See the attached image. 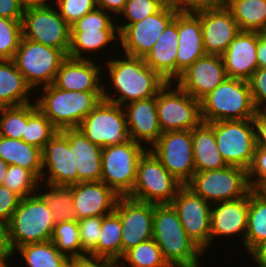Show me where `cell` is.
Segmentation results:
<instances>
[{
	"label": "cell",
	"instance_id": "836d02e7",
	"mask_svg": "<svg viewBox=\"0 0 266 267\" xmlns=\"http://www.w3.org/2000/svg\"><path fill=\"white\" fill-rule=\"evenodd\" d=\"M266 241V192L250 190L245 249L251 252Z\"/></svg>",
	"mask_w": 266,
	"mask_h": 267
},
{
	"label": "cell",
	"instance_id": "6125c7cd",
	"mask_svg": "<svg viewBox=\"0 0 266 267\" xmlns=\"http://www.w3.org/2000/svg\"><path fill=\"white\" fill-rule=\"evenodd\" d=\"M238 0H210V6L216 8H228Z\"/></svg>",
	"mask_w": 266,
	"mask_h": 267
},
{
	"label": "cell",
	"instance_id": "816d5d0a",
	"mask_svg": "<svg viewBox=\"0 0 266 267\" xmlns=\"http://www.w3.org/2000/svg\"><path fill=\"white\" fill-rule=\"evenodd\" d=\"M68 267H119V262L89 255L69 259Z\"/></svg>",
	"mask_w": 266,
	"mask_h": 267
},
{
	"label": "cell",
	"instance_id": "9a60e30c",
	"mask_svg": "<svg viewBox=\"0 0 266 267\" xmlns=\"http://www.w3.org/2000/svg\"><path fill=\"white\" fill-rule=\"evenodd\" d=\"M188 237L204 252L210 247L212 204L182 186L172 201Z\"/></svg>",
	"mask_w": 266,
	"mask_h": 267
},
{
	"label": "cell",
	"instance_id": "f1b7e54d",
	"mask_svg": "<svg viewBox=\"0 0 266 267\" xmlns=\"http://www.w3.org/2000/svg\"><path fill=\"white\" fill-rule=\"evenodd\" d=\"M195 172L218 170L228 166L217 147L213 127L201 122L192 129Z\"/></svg>",
	"mask_w": 266,
	"mask_h": 267
},
{
	"label": "cell",
	"instance_id": "ba28073f",
	"mask_svg": "<svg viewBox=\"0 0 266 267\" xmlns=\"http://www.w3.org/2000/svg\"><path fill=\"white\" fill-rule=\"evenodd\" d=\"M185 186L211 204L245 197L251 190L247 170L232 165L195 172Z\"/></svg>",
	"mask_w": 266,
	"mask_h": 267
},
{
	"label": "cell",
	"instance_id": "ee69618b",
	"mask_svg": "<svg viewBox=\"0 0 266 267\" xmlns=\"http://www.w3.org/2000/svg\"><path fill=\"white\" fill-rule=\"evenodd\" d=\"M113 17V18H112ZM114 16L107 11L96 7L81 17L70 28L71 30H118ZM116 23V24H115Z\"/></svg>",
	"mask_w": 266,
	"mask_h": 267
},
{
	"label": "cell",
	"instance_id": "681fc988",
	"mask_svg": "<svg viewBox=\"0 0 266 267\" xmlns=\"http://www.w3.org/2000/svg\"><path fill=\"white\" fill-rule=\"evenodd\" d=\"M257 111H266V68H257L248 80Z\"/></svg>",
	"mask_w": 266,
	"mask_h": 267
},
{
	"label": "cell",
	"instance_id": "d590c367",
	"mask_svg": "<svg viewBox=\"0 0 266 267\" xmlns=\"http://www.w3.org/2000/svg\"><path fill=\"white\" fill-rule=\"evenodd\" d=\"M28 267H68L69 259L55 247L51 240L28 243L15 249Z\"/></svg>",
	"mask_w": 266,
	"mask_h": 267
},
{
	"label": "cell",
	"instance_id": "3957f363",
	"mask_svg": "<svg viewBox=\"0 0 266 267\" xmlns=\"http://www.w3.org/2000/svg\"><path fill=\"white\" fill-rule=\"evenodd\" d=\"M41 89L42 96L35 102L58 131L78 128L103 99V91H68L54 84Z\"/></svg>",
	"mask_w": 266,
	"mask_h": 267
},
{
	"label": "cell",
	"instance_id": "6f0895ef",
	"mask_svg": "<svg viewBox=\"0 0 266 267\" xmlns=\"http://www.w3.org/2000/svg\"><path fill=\"white\" fill-rule=\"evenodd\" d=\"M126 2L127 0H96V5L98 8L108 11V13L110 12V14L119 16Z\"/></svg>",
	"mask_w": 266,
	"mask_h": 267
},
{
	"label": "cell",
	"instance_id": "d6986e66",
	"mask_svg": "<svg viewBox=\"0 0 266 267\" xmlns=\"http://www.w3.org/2000/svg\"><path fill=\"white\" fill-rule=\"evenodd\" d=\"M227 77L222 56L206 54L185 70L175 83L193 98L201 100Z\"/></svg>",
	"mask_w": 266,
	"mask_h": 267
},
{
	"label": "cell",
	"instance_id": "484cf974",
	"mask_svg": "<svg viewBox=\"0 0 266 267\" xmlns=\"http://www.w3.org/2000/svg\"><path fill=\"white\" fill-rule=\"evenodd\" d=\"M257 32L240 31L221 55L229 78L248 81L258 68Z\"/></svg>",
	"mask_w": 266,
	"mask_h": 267
},
{
	"label": "cell",
	"instance_id": "8d00e7d4",
	"mask_svg": "<svg viewBox=\"0 0 266 267\" xmlns=\"http://www.w3.org/2000/svg\"><path fill=\"white\" fill-rule=\"evenodd\" d=\"M45 185L43 187H46V192L40 190L38 193L45 199L49 210L52 212L55 224L66 220H76L73 185L59 186L48 183Z\"/></svg>",
	"mask_w": 266,
	"mask_h": 267
},
{
	"label": "cell",
	"instance_id": "f5cc1de1",
	"mask_svg": "<svg viewBox=\"0 0 266 267\" xmlns=\"http://www.w3.org/2000/svg\"><path fill=\"white\" fill-rule=\"evenodd\" d=\"M23 0H0V17L22 20L24 14Z\"/></svg>",
	"mask_w": 266,
	"mask_h": 267
},
{
	"label": "cell",
	"instance_id": "9f6ffc18",
	"mask_svg": "<svg viewBox=\"0 0 266 267\" xmlns=\"http://www.w3.org/2000/svg\"><path fill=\"white\" fill-rule=\"evenodd\" d=\"M210 7V0H176V11L195 12Z\"/></svg>",
	"mask_w": 266,
	"mask_h": 267
},
{
	"label": "cell",
	"instance_id": "db71d44e",
	"mask_svg": "<svg viewBox=\"0 0 266 267\" xmlns=\"http://www.w3.org/2000/svg\"><path fill=\"white\" fill-rule=\"evenodd\" d=\"M14 253L10 242L8 226L0 223V267H10L7 262Z\"/></svg>",
	"mask_w": 266,
	"mask_h": 267
},
{
	"label": "cell",
	"instance_id": "1f68e13d",
	"mask_svg": "<svg viewBox=\"0 0 266 267\" xmlns=\"http://www.w3.org/2000/svg\"><path fill=\"white\" fill-rule=\"evenodd\" d=\"M117 40L119 41L118 30H71L68 57L89 59L84 55L100 53L102 49H107L109 44H114L113 41Z\"/></svg>",
	"mask_w": 266,
	"mask_h": 267
},
{
	"label": "cell",
	"instance_id": "ffe728a7",
	"mask_svg": "<svg viewBox=\"0 0 266 267\" xmlns=\"http://www.w3.org/2000/svg\"><path fill=\"white\" fill-rule=\"evenodd\" d=\"M194 13L201 20L205 53L222 55L240 32L231 11L210 6Z\"/></svg>",
	"mask_w": 266,
	"mask_h": 267
},
{
	"label": "cell",
	"instance_id": "5b68a950",
	"mask_svg": "<svg viewBox=\"0 0 266 267\" xmlns=\"http://www.w3.org/2000/svg\"><path fill=\"white\" fill-rule=\"evenodd\" d=\"M13 250L52 238L55 222L45 199L37 192L20 200L7 224Z\"/></svg>",
	"mask_w": 266,
	"mask_h": 267
},
{
	"label": "cell",
	"instance_id": "bcb514c9",
	"mask_svg": "<svg viewBox=\"0 0 266 267\" xmlns=\"http://www.w3.org/2000/svg\"><path fill=\"white\" fill-rule=\"evenodd\" d=\"M77 221L81 248L88 255L97 246L102 216L88 217Z\"/></svg>",
	"mask_w": 266,
	"mask_h": 267
},
{
	"label": "cell",
	"instance_id": "52a82bcc",
	"mask_svg": "<svg viewBox=\"0 0 266 267\" xmlns=\"http://www.w3.org/2000/svg\"><path fill=\"white\" fill-rule=\"evenodd\" d=\"M67 57L60 49L22 37L13 60L27 84L35 91L38 87L54 83L57 72Z\"/></svg>",
	"mask_w": 266,
	"mask_h": 267
},
{
	"label": "cell",
	"instance_id": "cb8c5ba5",
	"mask_svg": "<svg viewBox=\"0 0 266 267\" xmlns=\"http://www.w3.org/2000/svg\"><path fill=\"white\" fill-rule=\"evenodd\" d=\"M179 44L176 56V80L198 58L206 55L200 18L194 12L177 13Z\"/></svg>",
	"mask_w": 266,
	"mask_h": 267
},
{
	"label": "cell",
	"instance_id": "ab89813d",
	"mask_svg": "<svg viewBox=\"0 0 266 267\" xmlns=\"http://www.w3.org/2000/svg\"><path fill=\"white\" fill-rule=\"evenodd\" d=\"M51 241L59 252L68 259L87 255L81 248L77 220H66L56 223Z\"/></svg>",
	"mask_w": 266,
	"mask_h": 267
},
{
	"label": "cell",
	"instance_id": "7c38bea8",
	"mask_svg": "<svg viewBox=\"0 0 266 267\" xmlns=\"http://www.w3.org/2000/svg\"><path fill=\"white\" fill-rule=\"evenodd\" d=\"M21 23L23 38L60 49L68 55L71 28L56 6L25 7Z\"/></svg>",
	"mask_w": 266,
	"mask_h": 267
},
{
	"label": "cell",
	"instance_id": "f546056e",
	"mask_svg": "<svg viewBox=\"0 0 266 267\" xmlns=\"http://www.w3.org/2000/svg\"><path fill=\"white\" fill-rule=\"evenodd\" d=\"M32 91L13 59L0 60V108L32 103Z\"/></svg>",
	"mask_w": 266,
	"mask_h": 267
},
{
	"label": "cell",
	"instance_id": "d4e9b609",
	"mask_svg": "<svg viewBox=\"0 0 266 267\" xmlns=\"http://www.w3.org/2000/svg\"><path fill=\"white\" fill-rule=\"evenodd\" d=\"M94 60L67 57L57 72L54 85L68 91H103L102 66ZM102 78V79H101Z\"/></svg>",
	"mask_w": 266,
	"mask_h": 267
},
{
	"label": "cell",
	"instance_id": "b9f144b4",
	"mask_svg": "<svg viewBox=\"0 0 266 267\" xmlns=\"http://www.w3.org/2000/svg\"><path fill=\"white\" fill-rule=\"evenodd\" d=\"M28 121V104L0 108V136L22 140Z\"/></svg>",
	"mask_w": 266,
	"mask_h": 267
},
{
	"label": "cell",
	"instance_id": "5bb4252c",
	"mask_svg": "<svg viewBox=\"0 0 266 267\" xmlns=\"http://www.w3.org/2000/svg\"><path fill=\"white\" fill-rule=\"evenodd\" d=\"M148 149L183 186L195 174L192 130L164 132Z\"/></svg>",
	"mask_w": 266,
	"mask_h": 267
},
{
	"label": "cell",
	"instance_id": "11a10c76",
	"mask_svg": "<svg viewBox=\"0 0 266 267\" xmlns=\"http://www.w3.org/2000/svg\"><path fill=\"white\" fill-rule=\"evenodd\" d=\"M252 121L255 129L256 147L266 149V111H257Z\"/></svg>",
	"mask_w": 266,
	"mask_h": 267
},
{
	"label": "cell",
	"instance_id": "6da1fadb",
	"mask_svg": "<svg viewBox=\"0 0 266 267\" xmlns=\"http://www.w3.org/2000/svg\"><path fill=\"white\" fill-rule=\"evenodd\" d=\"M123 56L114 58V60L109 58L105 62V70L109 72L107 78L110 77L109 85L111 83L112 86L108 87L103 83V100L123 106L157 96L167 81L150 68L144 58L126 54ZM105 86L110 89L113 87L115 93L109 92L108 94L109 89L106 90ZM117 95L118 97H115Z\"/></svg>",
	"mask_w": 266,
	"mask_h": 267
},
{
	"label": "cell",
	"instance_id": "44dd1931",
	"mask_svg": "<svg viewBox=\"0 0 266 267\" xmlns=\"http://www.w3.org/2000/svg\"><path fill=\"white\" fill-rule=\"evenodd\" d=\"M119 198L120 196L102 181L79 182L73 185L76 220L114 212Z\"/></svg>",
	"mask_w": 266,
	"mask_h": 267
},
{
	"label": "cell",
	"instance_id": "7dc6e473",
	"mask_svg": "<svg viewBox=\"0 0 266 267\" xmlns=\"http://www.w3.org/2000/svg\"><path fill=\"white\" fill-rule=\"evenodd\" d=\"M56 7L60 16L71 26L97 5L96 0H58Z\"/></svg>",
	"mask_w": 266,
	"mask_h": 267
},
{
	"label": "cell",
	"instance_id": "ac0fdd59",
	"mask_svg": "<svg viewBox=\"0 0 266 267\" xmlns=\"http://www.w3.org/2000/svg\"><path fill=\"white\" fill-rule=\"evenodd\" d=\"M41 161L42 175L40 181L44 180L45 183L59 186L77 184L73 145L69 143L68 138L61 131H57L50 141L42 147Z\"/></svg>",
	"mask_w": 266,
	"mask_h": 267
},
{
	"label": "cell",
	"instance_id": "91938a15",
	"mask_svg": "<svg viewBox=\"0 0 266 267\" xmlns=\"http://www.w3.org/2000/svg\"><path fill=\"white\" fill-rule=\"evenodd\" d=\"M249 254L258 267H266V241L257 245Z\"/></svg>",
	"mask_w": 266,
	"mask_h": 267
},
{
	"label": "cell",
	"instance_id": "be15d7a7",
	"mask_svg": "<svg viewBox=\"0 0 266 267\" xmlns=\"http://www.w3.org/2000/svg\"><path fill=\"white\" fill-rule=\"evenodd\" d=\"M9 164L0 158V186L3 185Z\"/></svg>",
	"mask_w": 266,
	"mask_h": 267
},
{
	"label": "cell",
	"instance_id": "7402d4cb",
	"mask_svg": "<svg viewBox=\"0 0 266 267\" xmlns=\"http://www.w3.org/2000/svg\"><path fill=\"white\" fill-rule=\"evenodd\" d=\"M129 138L151 147L162 135L158 120L157 96L134 101L122 106Z\"/></svg>",
	"mask_w": 266,
	"mask_h": 267
},
{
	"label": "cell",
	"instance_id": "680465c9",
	"mask_svg": "<svg viewBox=\"0 0 266 267\" xmlns=\"http://www.w3.org/2000/svg\"><path fill=\"white\" fill-rule=\"evenodd\" d=\"M257 60L259 68H266V35L257 32Z\"/></svg>",
	"mask_w": 266,
	"mask_h": 267
},
{
	"label": "cell",
	"instance_id": "83f0119b",
	"mask_svg": "<svg viewBox=\"0 0 266 267\" xmlns=\"http://www.w3.org/2000/svg\"><path fill=\"white\" fill-rule=\"evenodd\" d=\"M177 14L146 55V64L167 82L176 81V56L179 44Z\"/></svg>",
	"mask_w": 266,
	"mask_h": 267
},
{
	"label": "cell",
	"instance_id": "2e32d148",
	"mask_svg": "<svg viewBox=\"0 0 266 267\" xmlns=\"http://www.w3.org/2000/svg\"><path fill=\"white\" fill-rule=\"evenodd\" d=\"M177 13L174 9L163 7L142 21L130 25H117L123 54L145 58Z\"/></svg>",
	"mask_w": 266,
	"mask_h": 267
},
{
	"label": "cell",
	"instance_id": "4dcf8cb0",
	"mask_svg": "<svg viewBox=\"0 0 266 267\" xmlns=\"http://www.w3.org/2000/svg\"><path fill=\"white\" fill-rule=\"evenodd\" d=\"M0 158L9 165H16L42 175L41 149L23 140L0 136Z\"/></svg>",
	"mask_w": 266,
	"mask_h": 267
},
{
	"label": "cell",
	"instance_id": "74e56055",
	"mask_svg": "<svg viewBox=\"0 0 266 267\" xmlns=\"http://www.w3.org/2000/svg\"><path fill=\"white\" fill-rule=\"evenodd\" d=\"M57 131L51 121L38 109L36 102L28 104V121L22 136L24 142L42 149Z\"/></svg>",
	"mask_w": 266,
	"mask_h": 267
},
{
	"label": "cell",
	"instance_id": "94428289",
	"mask_svg": "<svg viewBox=\"0 0 266 267\" xmlns=\"http://www.w3.org/2000/svg\"><path fill=\"white\" fill-rule=\"evenodd\" d=\"M58 0H23L25 7H43V6H56ZM54 3V5L50 3Z\"/></svg>",
	"mask_w": 266,
	"mask_h": 267
},
{
	"label": "cell",
	"instance_id": "e575fe53",
	"mask_svg": "<svg viewBox=\"0 0 266 267\" xmlns=\"http://www.w3.org/2000/svg\"><path fill=\"white\" fill-rule=\"evenodd\" d=\"M228 9L239 31L264 33L266 30V0H238Z\"/></svg>",
	"mask_w": 266,
	"mask_h": 267
},
{
	"label": "cell",
	"instance_id": "603a6c76",
	"mask_svg": "<svg viewBox=\"0 0 266 267\" xmlns=\"http://www.w3.org/2000/svg\"><path fill=\"white\" fill-rule=\"evenodd\" d=\"M249 211V193L242 198L212 204L210 217L211 242L214 238L238 236L245 248ZM222 235V236H221ZM242 235V236H241Z\"/></svg>",
	"mask_w": 266,
	"mask_h": 267
},
{
	"label": "cell",
	"instance_id": "d6a6232c",
	"mask_svg": "<svg viewBox=\"0 0 266 267\" xmlns=\"http://www.w3.org/2000/svg\"><path fill=\"white\" fill-rule=\"evenodd\" d=\"M121 238L122 223L120 216L115 211L102 216V226L97 246L88 255L119 262L122 258Z\"/></svg>",
	"mask_w": 266,
	"mask_h": 267
},
{
	"label": "cell",
	"instance_id": "9c48e42d",
	"mask_svg": "<svg viewBox=\"0 0 266 267\" xmlns=\"http://www.w3.org/2000/svg\"><path fill=\"white\" fill-rule=\"evenodd\" d=\"M148 149L131 139L102 150L101 181L119 196H128L134 186L140 157Z\"/></svg>",
	"mask_w": 266,
	"mask_h": 267
},
{
	"label": "cell",
	"instance_id": "7a4b0ae2",
	"mask_svg": "<svg viewBox=\"0 0 266 267\" xmlns=\"http://www.w3.org/2000/svg\"><path fill=\"white\" fill-rule=\"evenodd\" d=\"M153 239L169 266L200 265L205 254L186 234L172 204H154Z\"/></svg>",
	"mask_w": 266,
	"mask_h": 267
},
{
	"label": "cell",
	"instance_id": "8fae6325",
	"mask_svg": "<svg viewBox=\"0 0 266 267\" xmlns=\"http://www.w3.org/2000/svg\"><path fill=\"white\" fill-rule=\"evenodd\" d=\"M209 124L214 129L217 147L226 164L248 170L256 149L252 119L224 120Z\"/></svg>",
	"mask_w": 266,
	"mask_h": 267
},
{
	"label": "cell",
	"instance_id": "60d3db41",
	"mask_svg": "<svg viewBox=\"0 0 266 267\" xmlns=\"http://www.w3.org/2000/svg\"><path fill=\"white\" fill-rule=\"evenodd\" d=\"M3 186L8 187L21 199L33 195L42 189L40 179L33 172L16 165H9Z\"/></svg>",
	"mask_w": 266,
	"mask_h": 267
},
{
	"label": "cell",
	"instance_id": "f35d334b",
	"mask_svg": "<svg viewBox=\"0 0 266 267\" xmlns=\"http://www.w3.org/2000/svg\"><path fill=\"white\" fill-rule=\"evenodd\" d=\"M119 263V267H169L153 238L126 251Z\"/></svg>",
	"mask_w": 266,
	"mask_h": 267
},
{
	"label": "cell",
	"instance_id": "4316f807",
	"mask_svg": "<svg viewBox=\"0 0 266 267\" xmlns=\"http://www.w3.org/2000/svg\"><path fill=\"white\" fill-rule=\"evenodd\" d=\"M61 132L73 145L74 171H77V183L101 181L103 148L93 144L80 128H67Z\"/></svg>",
	"mask_w": 266,
	"mask_h": 267
},
{
	"label": "cell",
	"instance_id": "f907efd6",
	"mask_svg": "<svg viewBox=\"0 0 266 267\" xmlns=\"http://www.w3.org/2000/svg\"><path fill=\"white\" fill-rule=\"evenodd\" d=\"M21 198L8 187L0 186V223L8 224Z\"/></svg>",
	"mask_w": 266,
	"mask_h": 267
},
{
	"label": "cell",
	"instance_id": "30bf717a",
	"mask_svg": "<svg viewBox=\"0 0 266 267\" xmlns=\"http://www.w3.org/2000/svg\"><path fill=\"white\" fill-rule=\"evenodd\" d=\"M157 110L162 133L192 130L202 122L200 100L193 98L175 82H167L159 90Z\"/></svg>",
	"mask_w": 266,
	"mask_h": 267
},
{
	"label": "cell",
	"instance_id": "7bdbcfd3",
	"mask_svg": "<svg viewBox=\"0 0 266 267\" xmlns=\"http://www.w3.org/2000/svg\"><path fill=\"white\" fill-rule=\"evenodd\" d=\"M21 21L0 17V60L14 59L22 38Z\"/></svg>",
	"mask_w": 266,
	"mask_h": 267
},
{
	"label": "cell",
	"instance_id": "8992f818",
	"mask_svg": "<svg viewBox=\"0 0 266 267\" xmlns=\"http://www.w3.org/2000/svg\"><path fill=\"white\" fill-rule=\"evenodd\" d=\"M182 186L147 149L138 161L136 180L128 197L152 204H171Z\"/></svg>",
	"mask_w": 266,
	"mask_h": 267
},
{
	"label": "cell",
	"instance_id": "f6af8a7d",
	"mask_svg": "<svg viewBox=\"0 0 266 267\" xmlns=\"http://www.w3.org/2000/svg\"><path fill=\"white\" fill-rule=\"evenodd\" d=\"M163 7L156 2L155 0H127L124 9L120 14L122 22L119 25H130L139 21H142L144 18L159 12ZM128 22V23H127Z\"/></svg>",
	"mask_w": 266,
	"mask_h": 267
},
{
	"label": "cell",
	"instance_id": "277c9868",
	"mask_svg": "<svg viewBox=\"0 0 266 267\" xmlns=\"http://www.w3.org/2000/svg\"><path fill=\"white\" fill-rule=\"evenodd\" d=\"M203 122L252 119L257 112L249 82L227 77L200 100Z\"/></svg>",
	"mask_w": 266,
	"mask_h": 267
},
{
	"label": "cell",
	"instance_id": "e0dca14e",
	"mask_svg": "<svg viewBox=\"0 0 266 267\" xmlns=\"http://www.w3.org/2000/svg\"><path fill=\"white\" fill-rule=\"evenodd\" d=\"M115 212L122 223V256L141 242L153 238L154 204L120 196Z\"/></svg>",
	"mask_w": 266,
	"mask_h": 267
},
{
	"label": "cell",
	"instance_id": "c3c4849f",
	"mask_svg": "<svg viewBox=\"0 0 266 267\" xmlns=\"http://www.w3.org/2000/svg\"><path fill=\"white\" fill-rule=\"evenodd\" d=\"M248 182L252 190L266 192V149L256 147L254 159L247 170Z\"/></svg>",
	"mask_w": 266,
	"mask_h": 267
},
{
	"label": "cell",
	"instance_id": "e7e4bbea",
	"mask_svg": "<svg viewBox=\"0 0 266 267\" xmlns=\"http://www.w3.org/2000/svg\"><path fill=\"white\" fill-rule=\"evenodd\" d=\"M162 7L171 8L176 10V0H155Z\"/></svg>",
	"mask_w": 266,
	"mask_h": 267
},
{
	"label": "cell",
	"instance_id": "03108f58",
	"mask_svg": "<svg viewBox=\"0 0 266 267\" xmlns=\"http://www.w3.org/2000/svg\"><path fill=\"white\" fill-rule=\"evenodd\" d=\"M169 267H201L200 265H196V266H169Z\"/></svg>",
	"mask_w": 266,
	"mask_h": 267
},
{
	"label": "cell",
	"instance_id": "4fadbf2b",
	"mask_svg": "<svg viewBox=\"0 0 266 267\" xmlns=\"http://www.w3.org/2000/svg\"><path fill=\"white\" fill-rule=\"evenodd\" d=\"M78 128L93 144L102 148L115 146L130 139L122 106L103 99L83 119Z\"/></svg>",
	"mask_w": 266,
	"mask_h": 267
}]
</instances>
